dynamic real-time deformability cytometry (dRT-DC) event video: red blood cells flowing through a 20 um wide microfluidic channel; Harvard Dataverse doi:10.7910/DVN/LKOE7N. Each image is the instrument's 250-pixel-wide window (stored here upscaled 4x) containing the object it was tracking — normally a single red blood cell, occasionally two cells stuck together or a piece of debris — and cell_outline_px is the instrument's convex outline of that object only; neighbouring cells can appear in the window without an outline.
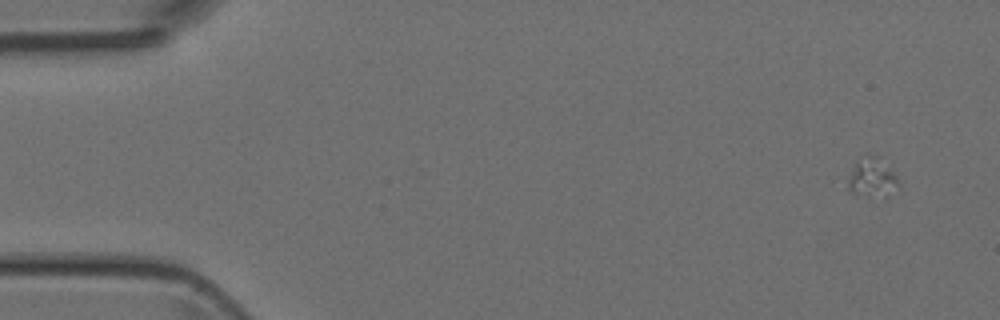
{"species": "Egyptian fruit bat (a non-hibernating species)", "species_latin": "Rousettus aegyptiacus", "temperature_condition": "room temperature", "stored_images_in_passage": 4, "camera_frame_rate_fps": 3000, "um_per_image_px": 0.085, "animal": {"sex": "female"}, "frame": {"image": 1, "passage_image": 1, "time_ms": 0.0, "image_size_px": [1000, 320], "cell_outline_px": [[900, 180], [888, 196], [884, 200], [868, 200], [856, 196], [848, 192], [848, 180], [856, 164], [868, 156], [880, 156]], "centroid_in_image_um": [74.14, 15.25], "position_along_channel_um": 10.9, "area_um2": 11.91}}